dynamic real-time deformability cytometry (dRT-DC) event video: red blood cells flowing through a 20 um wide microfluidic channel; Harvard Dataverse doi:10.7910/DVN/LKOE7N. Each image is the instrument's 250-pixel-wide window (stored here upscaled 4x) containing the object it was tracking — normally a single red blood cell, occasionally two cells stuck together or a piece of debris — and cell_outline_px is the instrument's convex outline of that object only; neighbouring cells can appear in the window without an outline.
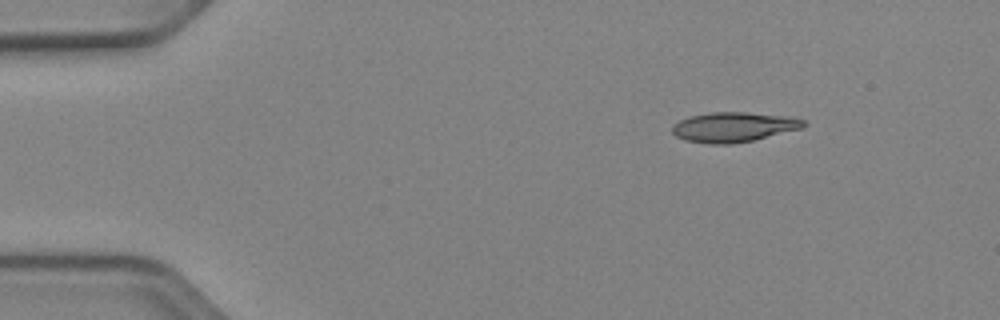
{"species": "Egyptian fruit bat (a non-hibernating species)", "species_latin": "Rousettus aegyptiacus", "temperature_condition": "cold", "stored_images_in_passage": 46, "camera_frame_rate_fps": 3000, "um_per_image_px": 0.085, "animal": {"sex": "female"}, "frame": {"image": 1, "passage_image": 1, "time_ms": 0.0, "image_size_px": [1000, 320], "cell_outline_px": [[808, 124], [804, 128], [752, 140], [732, 144], [712, 144], [688, 140], [676, 136], [672, 132], [672, 124], [688, 116], [708, 112], [748, 112], [792, 116], [804, 120]], "centroid_in_image_um": [62.4, 10.78], "position_along_channel_um": 22.6, "area_um2": 23.06}}
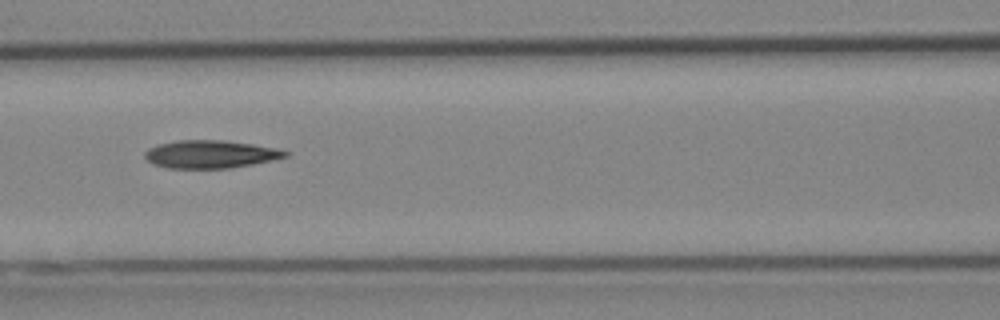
{"frame": {"image": 2, "passage_image": 17, "time_ms": 5.333, "image_size_px": [1000, 320], "cell_outline_px": [[288, 156], [252, 164], [228, 168], [168, 168], [156, 164], [148, 160], [144, 156], [144, 152], [148, 148], [160, 144], [176, 140], [224, 140], [252, 144], [276, 148], [288, 152]], "centroid_in_image_um": [17.87, 13.1], "position_along_channel_um": 148.7, "area_um2": 22.54}}
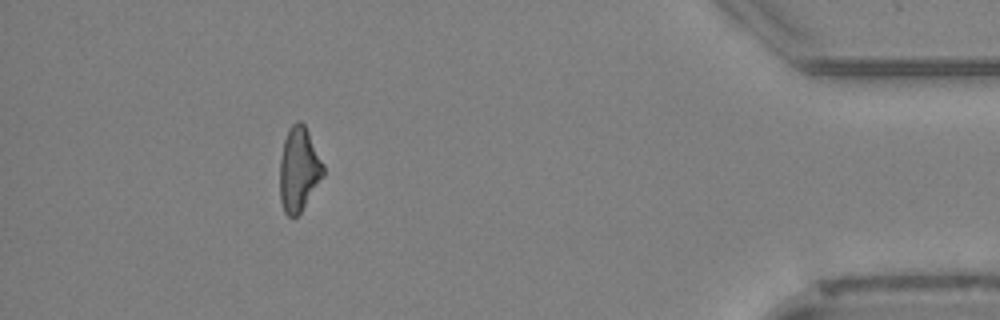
{"frame": {"image": 3, "passage_image": 41, "time_ms": 13.333, "image_size_px": [1000, 320], "cell_outline_px": [[324, 176], [300, 212], [296, 216], [288, 216], [284, 212], [280, 200], [280, 160], [284, 140], [288, 128], [296, 120], [300, 120], [304, 124], [324, 164]], "centroid_in_image_um": [25.4, 14.37], "position_along_channel_um": 409.8, "area_um2": 21.27}}